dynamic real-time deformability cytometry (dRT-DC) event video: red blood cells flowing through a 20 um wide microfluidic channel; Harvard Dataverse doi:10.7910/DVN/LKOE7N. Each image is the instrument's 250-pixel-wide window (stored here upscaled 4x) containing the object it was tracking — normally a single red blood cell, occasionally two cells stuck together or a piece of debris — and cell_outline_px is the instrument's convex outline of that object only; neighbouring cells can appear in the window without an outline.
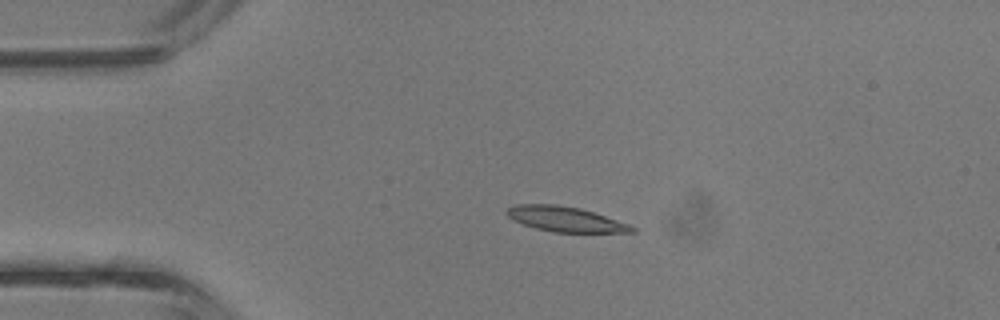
{"species": "common noctule bat (a hibernating species)", "species_latin": "Nyctalus noctula", "temperature_condition": "room temperature", "stored_images_in_passage": 5, "camera_frame_rate_fps": 3000, "um_per_image_px": 0.085, "animal": {"sex": "male", "body_mass_g": 13.3}, "frame": {"image": 1, "passage_image": 3, "time_ms": 0.667, "image_size_px": [1000, 320], "cell_outline_px": [[636, 232], [552, 232], [536, 228], [512, 220], [504, 212], [508, 208], [516, 204], [556, 204], [580, 208], [628, 224], [636, 228]], "centroid_in_image_um": [48.01, 18.62], "position_along_channel_um": 37.0, "area_um2": 18.09}}
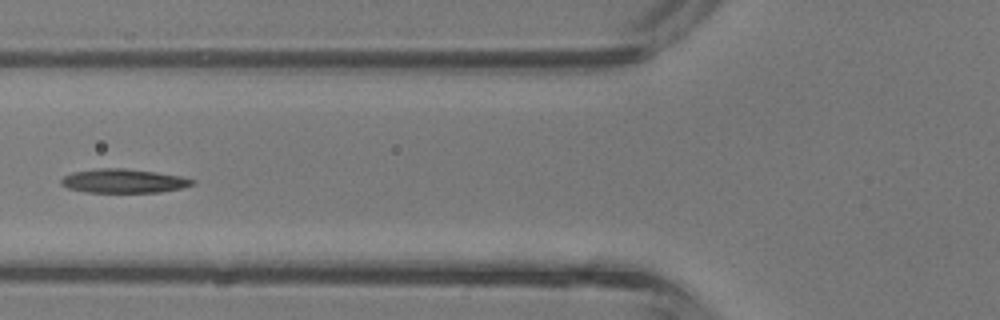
{"frame": {"image": 2, "passage_image": 5, "time_ms": 1.333, "image_size_px": [1000, 320], "cell_outline_px": [[196, 184], [180, 188], [160, 192], [88, 192], [68, 188], [60, 184], [60, 180], [64, 176], [72, 172], [100, 168], [124, 168], [156, 172], [180, 176], [196, 180]], "centroid_in_image_um": [10.51, 15.38], "position_along_channel_um": 115.3, "area_um2": 18.26}}